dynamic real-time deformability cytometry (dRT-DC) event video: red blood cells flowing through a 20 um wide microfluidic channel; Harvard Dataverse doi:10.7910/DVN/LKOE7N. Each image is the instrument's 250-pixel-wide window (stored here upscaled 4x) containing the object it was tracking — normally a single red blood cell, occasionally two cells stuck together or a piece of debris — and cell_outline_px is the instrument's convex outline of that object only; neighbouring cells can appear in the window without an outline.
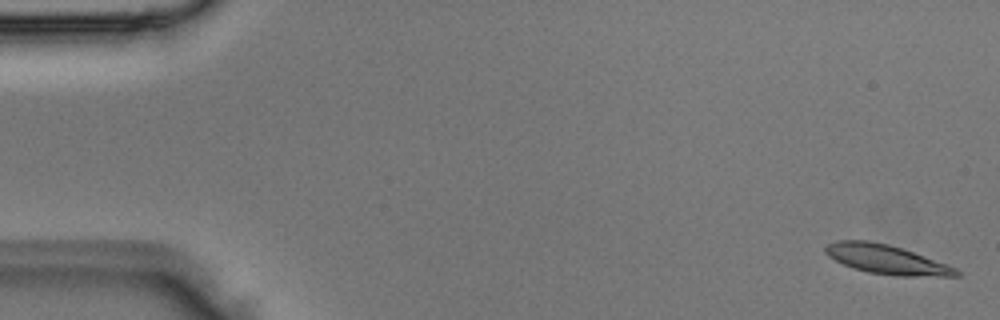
{"species": "Egyptian fruit bat (a non-hibernating species)", "species_latin": "Rousettus aegyptiacus", "temperature_condition": "room temperature", "stored_images_in_passage": 4, "camera_frame_rate_fps": 3000, "um_per_image_px": 0.085, "animal": {"sex": "male"}, "frame": {"image": 1, "passage_image": 1, "time_ms": 0.0, "image_size_px": [1000, 320], "cell_outline_px": [[960, 276], [896, 276], [868, 272], [844, 264], [828, 256], [824, 252], [824, 248], [828, 244], [836, 240], [868, 240], [888, 244], [924, 256], [956, 268], [960, 272]], "centroid_in_image_um": [75.33, 22.05], "position_along_channel_um": 9.7, "area_um2": 21.96}}
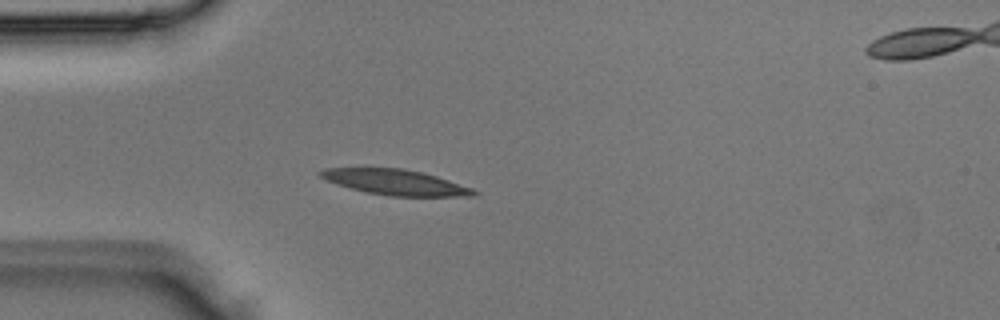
{"frame": {"image": 2, "passage_image": 4, "time_ms": 1.0, "image_size_px": [1000, 320], "cell_outline_px": [[480, 192], [476, 196], [388, 196], [364, 192], [336, 184], [324, 180], [316, 172], [324, 168], [364, 164], [404, 168], [436, 176], [472, 188]], "centroid_in_image_um": [33.44, 15.43], "position_along_channel_um": 51.6, "area_um2": 23.99}}